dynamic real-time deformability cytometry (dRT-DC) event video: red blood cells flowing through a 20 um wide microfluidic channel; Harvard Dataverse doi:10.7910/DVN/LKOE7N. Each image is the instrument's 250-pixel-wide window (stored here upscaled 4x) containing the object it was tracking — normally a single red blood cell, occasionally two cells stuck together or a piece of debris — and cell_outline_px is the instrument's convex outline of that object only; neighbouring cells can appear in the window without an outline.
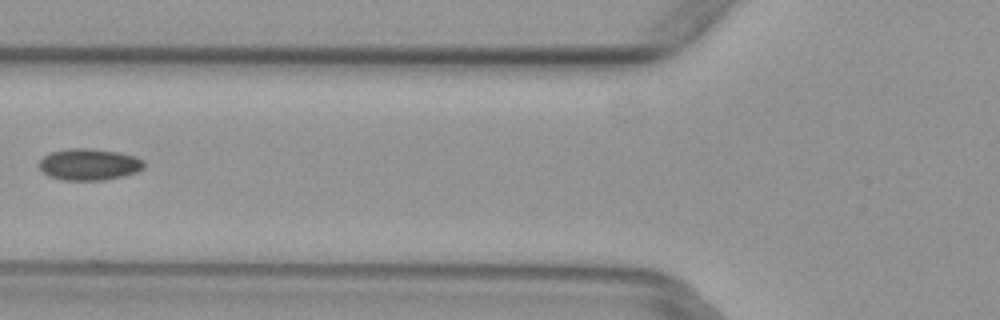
{"species": "common noctule bat (a hibernating species)", "species_latin": "Nyctalus noctula", "temperature_condition": "warm", "stored_images_in_passage": 6, "camera_frame_rate_fps": 3000, "um_per_image_px": 0.085, "animal": {"sex": "female", "body_mass_g": 29.2, "forearm_length_mm": 56.3}, "frame": {"image": 1, "passage_image": 6, "time_ms": 1.667, "image_size_px": [1000, 320], "cell_outline_px": [[144, 168], [136, 172], [124, 176], [104, 180], [64, 180], [48, 176], [36, 164], [44, 156], [52, 152], [68, 148], [92, 148], [120, 152], [136, 156], [144, 160]], "centroid_in_image_um": [7.59, 13.97], "position_along_channel_um": 118.2, "area_um2": 19.54}}